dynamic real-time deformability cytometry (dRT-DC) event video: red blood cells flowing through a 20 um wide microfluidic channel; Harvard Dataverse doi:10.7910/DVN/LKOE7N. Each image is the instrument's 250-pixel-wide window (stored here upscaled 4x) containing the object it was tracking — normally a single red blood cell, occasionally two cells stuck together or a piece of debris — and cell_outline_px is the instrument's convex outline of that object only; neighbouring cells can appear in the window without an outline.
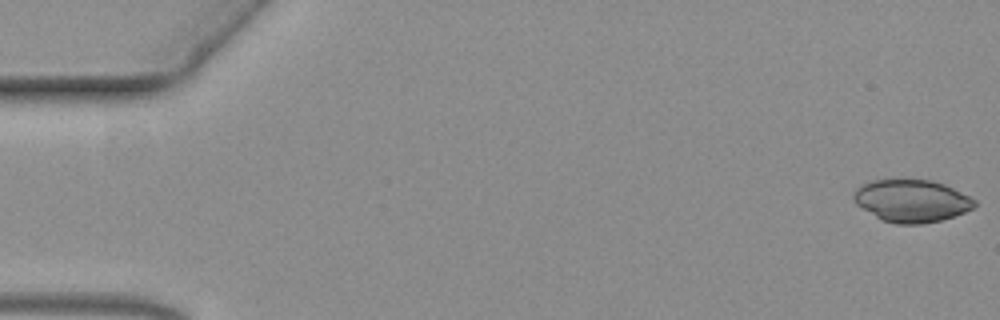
{"species": "common noctule bat (a hibernating species)", "species_latin": "Nyctalus noctula", "temperature_condition": "warm", "stored_images_in_passage": 12, "camera_frame_rate_fps": 3000, "um_per_image_px": 0.085, "animal": {"sex": "female", "body_mass_g": 19.3, "forearm_length_mm": 54.1}, "frame": {"image": 1, "passage_image": 1, "time_ms": 0.0, "image_size_px": [1000, 320], "cell_outline_px": [[976, 204], [972, 208], [964, 212], [940, 220], [920, 224], [896, 224], [880, 220], [856, 204], [852, 200], [852, 192], [856, 188], [872, 180], [932, 180], [944, 184], [976, 200]], "centroid_in_image_um": [77.43, 17.08], "position_along_channel_um": 7.6, "area_um2": 29.77}}